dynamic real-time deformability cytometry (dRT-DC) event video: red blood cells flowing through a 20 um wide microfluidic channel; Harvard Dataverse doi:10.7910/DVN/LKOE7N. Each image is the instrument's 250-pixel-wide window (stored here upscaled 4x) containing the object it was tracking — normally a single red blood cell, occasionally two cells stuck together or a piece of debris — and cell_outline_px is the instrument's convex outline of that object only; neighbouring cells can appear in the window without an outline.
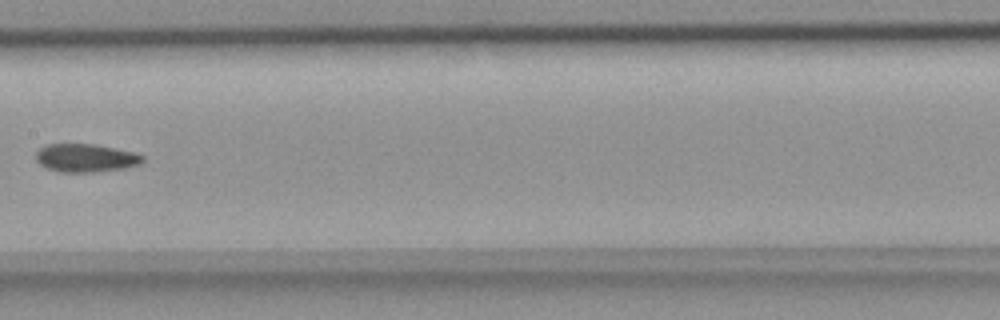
{"species": "common noctule bat (a hibernating species)", "species_latin": "Nyctalus noctula", "temperature_condition": "room temperature", "stored_images_in_passage": 8, "camera_frame_rate_fps": 3000, "um_per_image_px": 0.085, "animal": {"sex": "female", "body_mass_g": 18.4}, "frame": {"image": 1, "passage_image": 6, "time_ms": 1.667, "image_size_px": [1000, 320], "cell_outline_px": [[144, 160], [140, 164], [124, 168], [92, 172], [56, 172], [44, 168], [36, 160], [36, 152], [40, 148], [48, 144], [92, 144], [136, 152], [144, 156]], "centroid_in_image_um": [7.27, 13.43], "position_along_channel_um": 200.1, "area_um2": 17.63}}
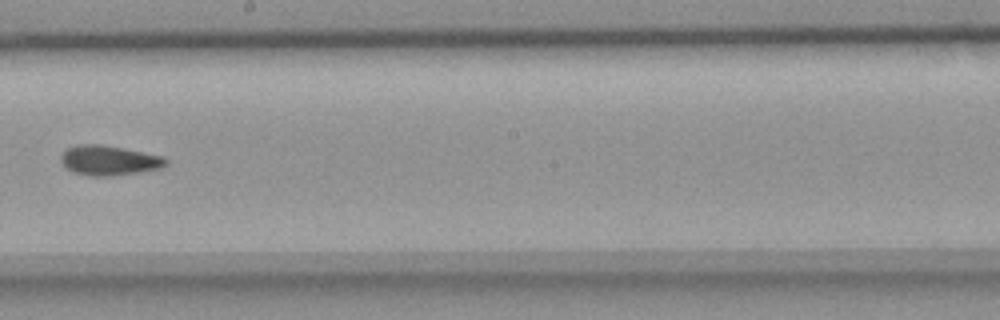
{"frame": {"image": 2, "passage_image": 7, "time_ms": 2.0, "image_size_px": [1000, 320], "cell_outline_px": [[168, 164], [160, 168], [140, 172], [108, 176], [92, 176], [72, 172], [60, 160], [60, 156], [64, 148], [76, 144], [100, 144], [164, 156], [168, 160]], "centroid_in_image_um": [9.24, 13.62], "position_along_channel_um": 239.0, "area_um2": 18.32}}
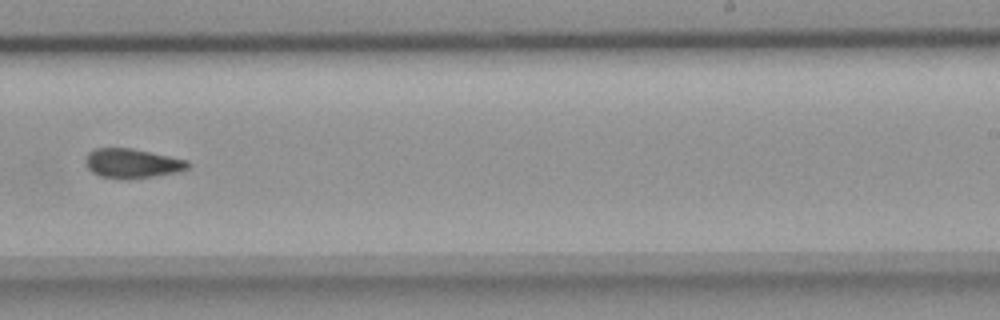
{"frame": {"image": 3, "passage_image": 8, "time_ms": 2.333, "image_size_px": [1000, 320], "cell_outline_px": [[188, 168], [176, 172], [128, 180], [124, 180], [100, 176], [92, 172], [84, 164], [84, 160], [88, 152], [96, 148], [132, 148], [188, 160]], "centroid_in_image_um": [11.17, 13.89], "position_along_channel_um": 277.8, "area_um2": 17.63}}